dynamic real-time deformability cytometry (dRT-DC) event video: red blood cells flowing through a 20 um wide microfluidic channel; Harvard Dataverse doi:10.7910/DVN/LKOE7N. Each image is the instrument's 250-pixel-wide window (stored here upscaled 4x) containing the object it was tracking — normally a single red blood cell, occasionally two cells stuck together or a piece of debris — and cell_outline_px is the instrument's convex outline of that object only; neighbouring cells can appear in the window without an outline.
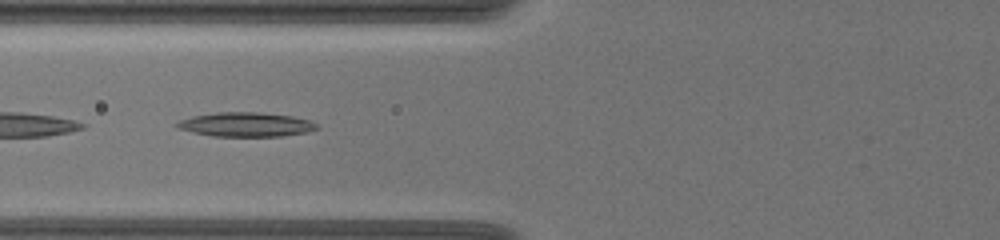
{"species": "common noctule bat (a hibernating species)", "species_latin": "Nyctalus noctula", "temperature_condition": "warm", "stored_images_in_passage": 13, "camera_frame_rate_fps": 3000, "um_per_image_px": 0.085, "animal": {"sex": "female", "body_mass_g": 19.5, "forearm_length_mm": 54.1}, "frame": {"image": 1, "passage_image": 4, "time_ms": 1.0, "image_size_px": [1000, 240], "cell_outline_px": [[320, 128], [308, 132], [280, 136], [212, 136], [192, 132], [176, 128], [176, 124], [180, 120], [192, 116], [216, 112], [256, 112], [292, 116], [308, 120], [316, 124]], "centroid_in_image_um": [20.88, 10.58], "position_along_channel_um": 104.9, "area_um2": 19.71}}